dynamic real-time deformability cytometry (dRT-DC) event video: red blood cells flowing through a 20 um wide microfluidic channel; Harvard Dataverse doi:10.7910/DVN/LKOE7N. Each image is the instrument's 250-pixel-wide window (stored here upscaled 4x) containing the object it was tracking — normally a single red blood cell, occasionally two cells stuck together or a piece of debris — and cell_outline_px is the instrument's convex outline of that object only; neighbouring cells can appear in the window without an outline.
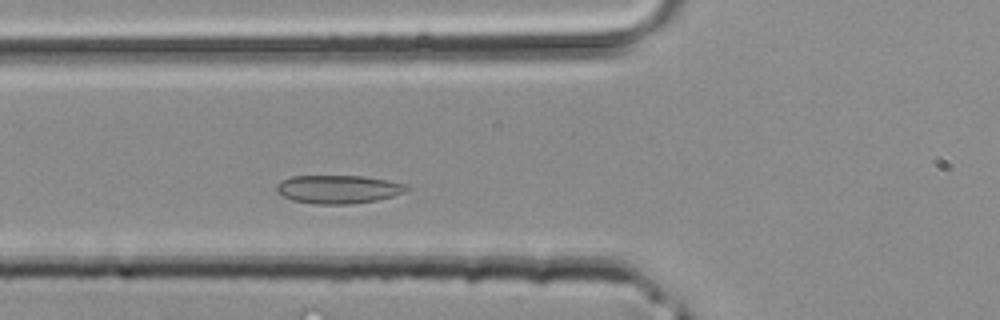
{"species": "common noctule bat (a hibernating species)", "species_latin": "Nyctalus noctula", "temperature_condition": "room temperature", "stored_images_in_passage": 33, "camera_frame_rate_fps": 3000, "um_per_image_px": 0.085, "animal": {"sex": "male", "body_mass_g": 20.4}, "frame": {"image": 1, "passage_image": 7, "time_ms": 2.0, "image_size_px": [1000, 320], "cell_outline_px": [[412, 188], [404, 192], [392, 196], [376, 200], [348, 204], [316, 204], [292, 200], [276, 192], [276, 184], [280, 180], [292, 176], [364, 176], [388, 180], [408, 184]], "centroid_in_image_um": [28.76, 16.08], "position_along_channel_um": 97.0, "area_um2": 21.62}}
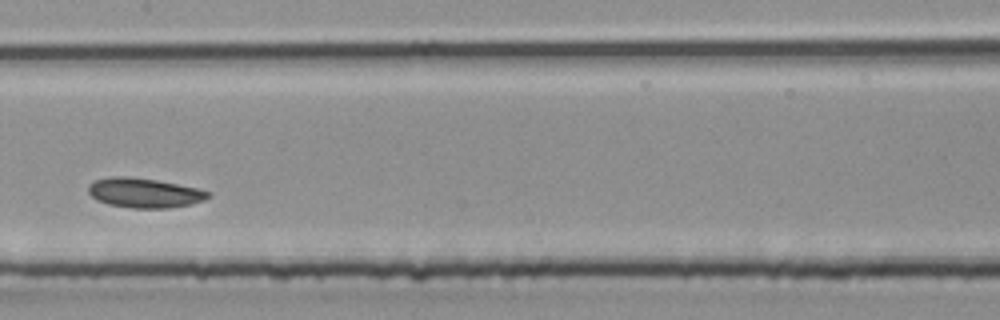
{"frame": {"image": 2, "passage_image": 13, "time_ms": 4.0, "image_size_px": [1000, 320], "cell_outline_px": [[208, 196], [204, 200], [192, 204], [168, 208], [132, 208], [108, 204], [96, 200], [88, 192], [88, 184], [92, 180], [112, 176], [128, 176], [156, 180], [196, 188], [208, 192]], "centroid_in_image_um": [12.19, 16.39], "position_along_channel_um": 195.2, "area_um2": 20.63}}
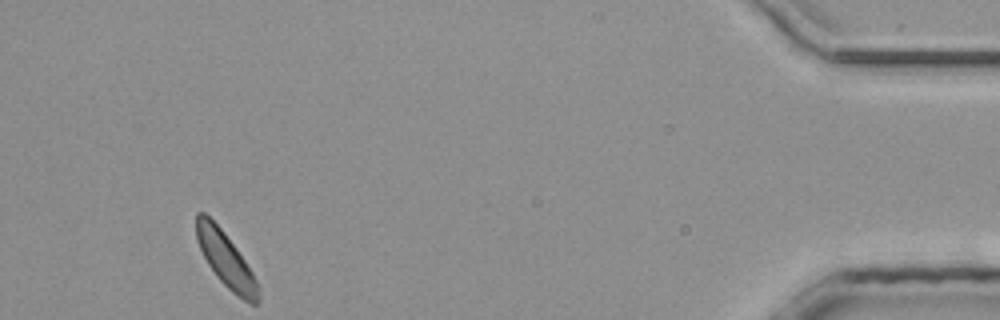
{"frame": {"image": 3, "passage_image": 31, "time_ms": 10.0, "image_size_px": [1000, 320], "cell_outline_px": [[260, 300], [256, 304], [248, 304], [236, 296], [216, 276], [208, 264], [196, 240], [196, 212], [204, 212], [224, 232], [236, 248], [252, 272], [260, 288]], "centroid_in_image_um": [19.21, 22.12], "position_along_channel_um": 416.0, "area_um2": 19.71}}